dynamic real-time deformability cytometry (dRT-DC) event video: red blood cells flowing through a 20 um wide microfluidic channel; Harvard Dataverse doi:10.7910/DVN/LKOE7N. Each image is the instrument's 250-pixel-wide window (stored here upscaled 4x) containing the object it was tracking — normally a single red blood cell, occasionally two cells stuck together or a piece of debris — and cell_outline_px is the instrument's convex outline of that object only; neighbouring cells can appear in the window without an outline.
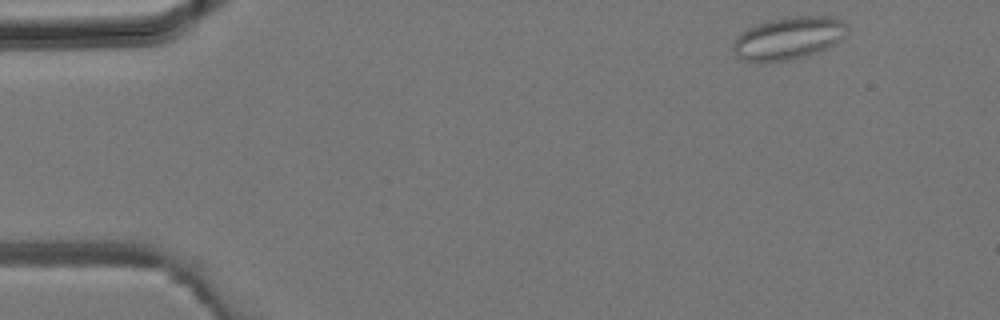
{"species": "common noctule bat (a hibernating species)", "species_latin": "Nyctalus noctula", "temperature_condition": "room temperature", "stored_images_in_passage": 26, "camera_frame_rate_fps": 3000, "um_per_image_px": 0.085, "animal": {"sex": "male", "body_mass_g": 19.2, "forearm_length_mm": 51.8}, "frame": {"image": 1, "passage_image": 1, "time_ms": 0.0, "image_size_px": [1000, 320], "cell_outline_px": [[848, 32], [840, 40], [816, 52], [804, 56], [788, 60], [744, 60], [736, 56], [732, 48], [732, 44], [736, 36], [740, 32], [748, 28], [772, 20], [788, 16], [832, 16], [848, 24]], "centroid_in_image_um": [67.03, 3.21], "position_along_channel_um": 18.0, "area_um2": 27.86}}
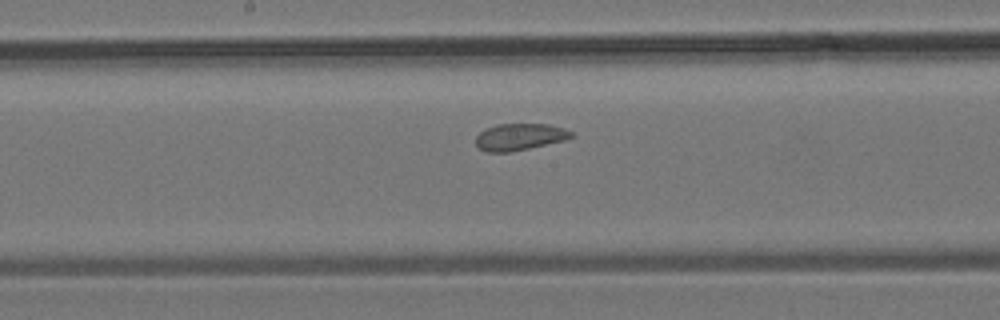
{"frame": {"image": 2, "passage_image": 17, "time_ms": 5.333, "image_size_px": [1000, 320], "cell_outline_px": [[576, 136], [564, 140], [528, 148], [508, 152], [488, 152], [480, 148], [476, 144], [476, 136], [480, 132], [496, 124], [548, 124], [564, 128], [572, 132]], "centroid_in_image_um": [44.19, 11.62], "position_along_channel_um": 204.0, "area_um2": 14.74}}
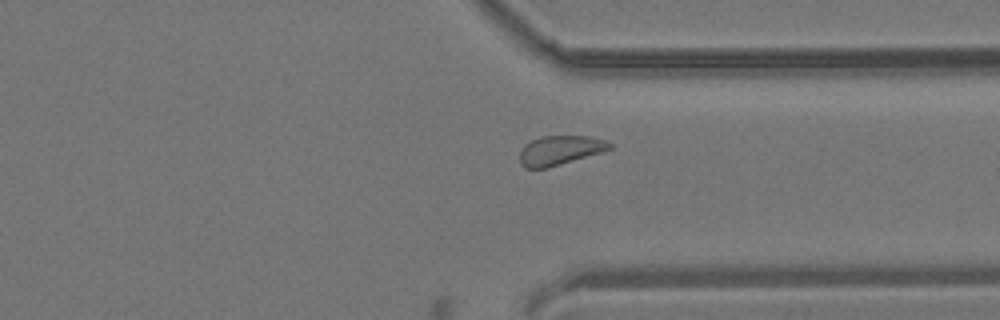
{"frame": {"image": 3, "passage_image": 26, "time_ms": 8.333, "image_size_px": [1000, 320], "cell_outline_px": [[612, 148], [600, 152], [548, 168], [524, 168], [520, 164], [520, 148], [524, 144], [540, 136], [588, 136], [604, 140], [612, 144]], "centroid_in_image_um": [47.54, 12.77], "position_along_channel_um": 363.9, "area_um2": 15.32}}